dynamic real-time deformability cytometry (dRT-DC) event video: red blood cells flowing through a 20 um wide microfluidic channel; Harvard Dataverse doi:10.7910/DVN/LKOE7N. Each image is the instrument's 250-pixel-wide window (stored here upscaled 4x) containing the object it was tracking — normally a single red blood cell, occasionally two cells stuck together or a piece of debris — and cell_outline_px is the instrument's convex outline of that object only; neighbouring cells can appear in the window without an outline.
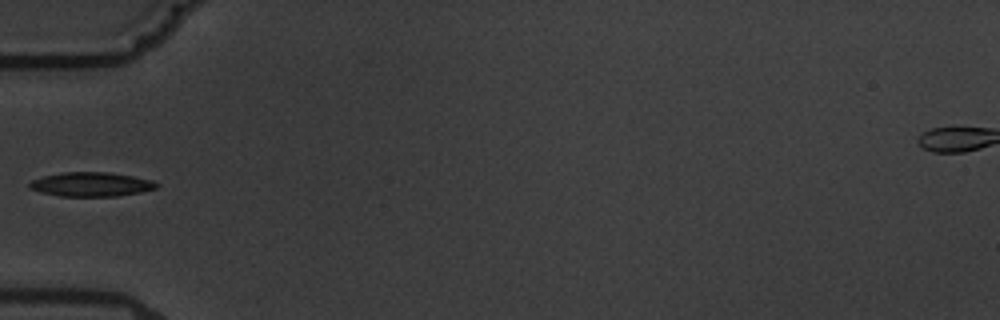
{"species": "common noctule bat (a hibernating species)", "species_latin": "Nyctalus noctula", "temperature_condition": "warm", "stored_images_in_passage": 8, "camera_frame_rate_fps": 3000, "um_per_image_px": 0.085, "animal": {"sex": "male", "body_mass_g": 19.5, "forearm_length_mm": 54.6}, "frame": {"image": 1, "passage_image": 3, "time_ms": 3.333, "image_size_px": [1000, 320], "cell_outline_px": [[160, 184], [156, 188], [140, 192], [116, 196], [60, 196], [40, 192], [28, 188], [28, 184], [32, 180], [44, 176], [60, 172], [108, 172], [132, 176], [152, 180]], "centroid_in_image_um": [7.73, 15.66], "position_along_channel_um": 77.3, "area_um2": 17.92}}
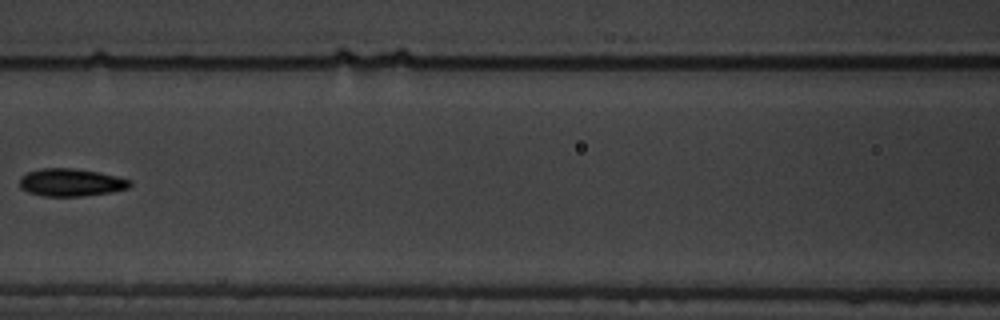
{"frame": {"image": 2, "passage_image": 5, "time_ms": 5.667, "image_size_px": [1000, 320], "cell_outline_px": [[132, 184], [128, 188], [112, 192], [80, 196], [44, 196], [28, 192], [20, 188], [20, 176], [28, 172], [40, 168], [72, 168], [100, 172], [132, 180]], "centroid_in_image_um": [6.03, 15.5], "position_along_channel_um": 160.6, "area_um2": 17.86}}
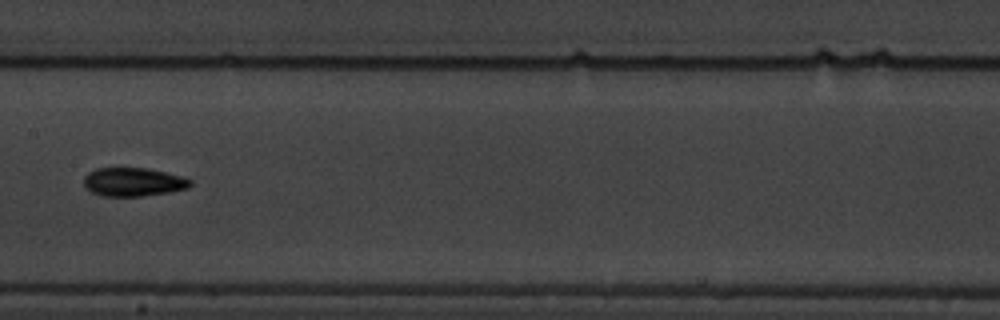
{"frame": {"image": 3, "passage_image": 6, "time_ms": 6.667, "image_size_px": [1000, 320], "cell_outline_px": [[192, 184], [188, 188], [168, 192], [140, 196], [100, 196], [92, 192], [84, 184], [84, 176], [88, 172], [96, 168], [148, 168], [184, 176], [192, 180]], "centroid_in_image_um": [11.35, 15.46], "position_along_channel_um": 196.1, "area_um2": 17.8}}